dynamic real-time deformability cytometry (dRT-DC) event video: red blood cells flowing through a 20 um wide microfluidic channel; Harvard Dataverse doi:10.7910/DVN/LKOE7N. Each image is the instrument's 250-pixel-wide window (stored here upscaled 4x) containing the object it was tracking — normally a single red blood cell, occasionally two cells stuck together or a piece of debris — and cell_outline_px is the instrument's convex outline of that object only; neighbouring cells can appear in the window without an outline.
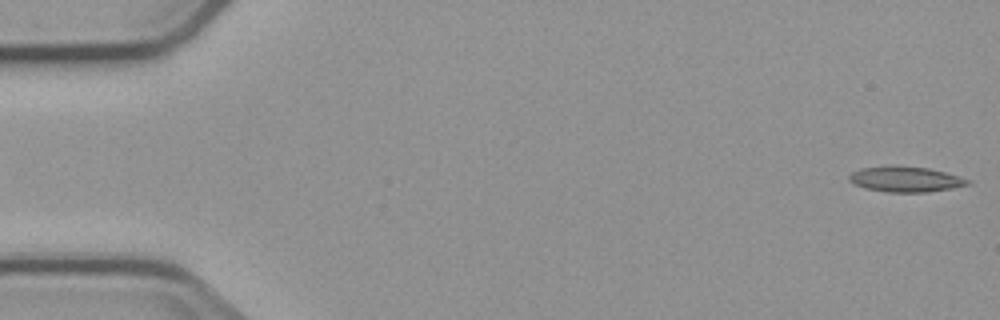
{"species": "common noctule bat (a hibernating species)", "species_latin": "Nyctalus noctula", "temperature_condition": "cold", "stored_images_in_passage": 6, "segment_of_instrument_passage": [2, 2], "camera_frame_rate_fps": 3000, "um_per_image_px": 0.085, "animal": {"sex": "male", "body_mass_g": 23.1, "forearm_length_mm": 52.7}, "frame": {"image": 1, "passage_image": 6, "time_ms": 5.667, "image_size_px": [1000, 320], "cell_outline_px": [[972, 184], [952, 188], [928, 192], [888, 192], [864, 188], [852, 184], [848, 180], [848, 176], [852, 172], [860, 168], [892, 164], [896, 164], [928, 168], [960, 176], [972, 180]], "centroid_in_image_um": [76.95, 15.21], "position_along_channel_um": 8.0, "area_um2": 18.09}}